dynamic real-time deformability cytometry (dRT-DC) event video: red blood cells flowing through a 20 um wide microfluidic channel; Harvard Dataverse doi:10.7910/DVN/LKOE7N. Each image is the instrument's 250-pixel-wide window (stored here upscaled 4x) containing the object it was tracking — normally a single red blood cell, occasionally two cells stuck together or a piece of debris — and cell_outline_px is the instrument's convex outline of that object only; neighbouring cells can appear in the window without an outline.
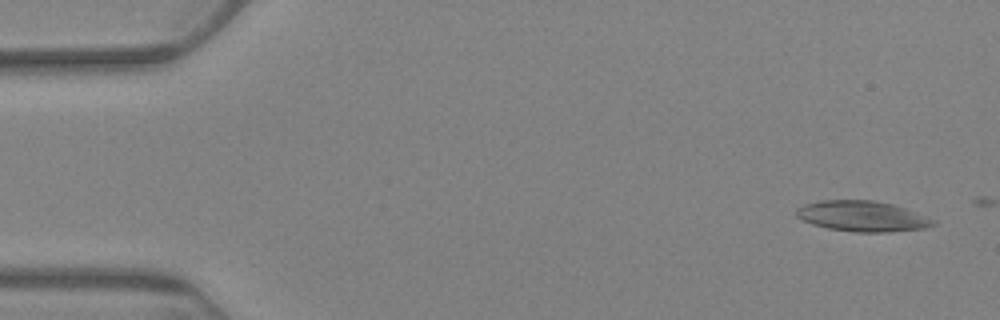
{"species": "Egyptian fruit bat (a non-hibernating species)", "species_latin": "Rousettus aegyptiacus", "temperature_condition": "warm", "stored_images_in_passage": 2, "camera_frame_rate_fps": 3000, "um_per_image_px": 0.085, "animal": {"sex": "female"}, "frame": {"image": 1, "passage_image": 1, "time_ms": 0.0, "image_size_px": [1000, 320], "cell_outline_px": [[936, 224], [924, 228], [888, 232], [856, 232], [828, 228], [812, 224], [796, 216], [796, 208], [804, 204], [820, 200], [872, 200], [892, 204], [904, 208], [936, 220]], "centroid_in_image_um": [73.28, 18.37], "position_along_channel_um": 11.7, "area_um2": 24.22}}